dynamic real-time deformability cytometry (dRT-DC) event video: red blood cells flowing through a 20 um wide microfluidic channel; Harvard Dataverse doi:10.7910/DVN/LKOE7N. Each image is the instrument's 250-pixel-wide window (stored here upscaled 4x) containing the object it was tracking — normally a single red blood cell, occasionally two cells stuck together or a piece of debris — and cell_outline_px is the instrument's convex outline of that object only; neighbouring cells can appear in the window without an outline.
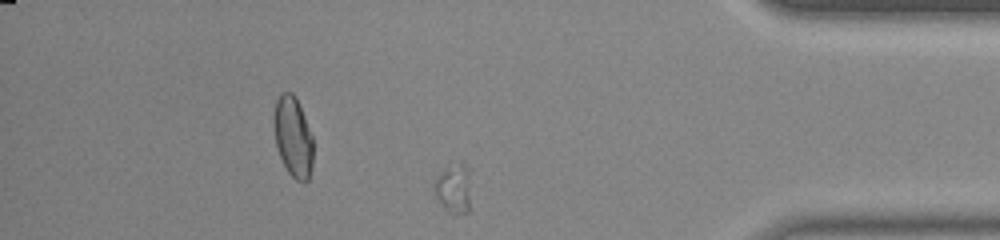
{"species": "common noctule bat (a hibernating species)", "species_latin": "Nyctalus noctula", "temperature_condition": "room temperature", "stored_images_in_passage": 39, "camera_frame_rate_fps": 3000, "um_per_image_px": 0.085, "animal": {"sex": "male", "body_mass_g": 20.0, "forearm_length_mm": 53.3}, "frame": {"image": 1, "passage_image": 33, "time_ms": 10.667, "image_size_px": [1000, 240], "cell_outline_px": [[472, 168], [468, 212], [456, 216], [452, 216], [440, 204], [436, 196], [432, 184], [440, 172], [444, 168], [460, 160]], "centroid_in_image_um": [38.6, 15.98], "position_along_channel_um": 396.6, "area_um2": 11.39}}